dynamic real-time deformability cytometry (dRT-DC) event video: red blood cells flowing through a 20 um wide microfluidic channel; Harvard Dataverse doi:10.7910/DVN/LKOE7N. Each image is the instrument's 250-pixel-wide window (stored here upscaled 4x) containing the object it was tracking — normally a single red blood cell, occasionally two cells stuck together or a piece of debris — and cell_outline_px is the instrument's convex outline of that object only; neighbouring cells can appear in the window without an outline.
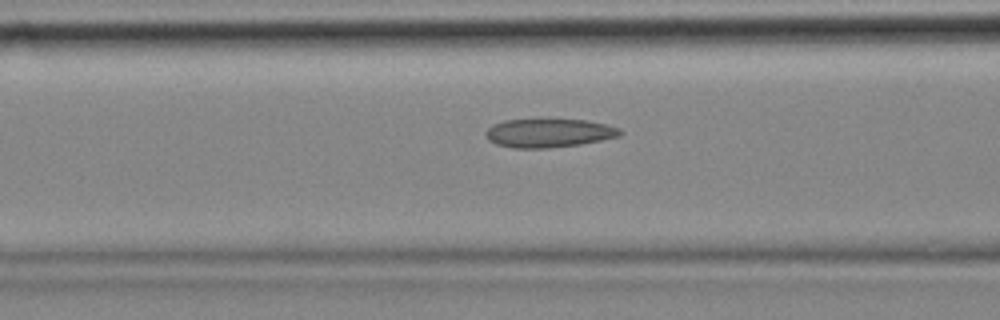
{"species": "common noctule bat (a hibernating species)", "species_latin": "Nyctalus noctula", "temperature_condition": "cold", "stored_images_in_passage": 56, "camera_frame_rate_fps": 3000, "um_per_image_px": 0.085, "animal": {"sex": "female", "body_mass_g": 18.4}, "frame": {"image": 1, "passage_image": 21, "time_ms": 6.667, "image_size_px": [1000, 320], "cell_outline_px": [[624, 132], [620, 136], [580, 144], [548, 148], [512, 148], [496, 144], [488, 140], [484, 132], [492, 124], [504, 120], [588, 120], [620, 128]], "centroid_in_image_um": [46.63, 11.31], "position_along_channel_um": 120.0, "area_um2": 22.37}}
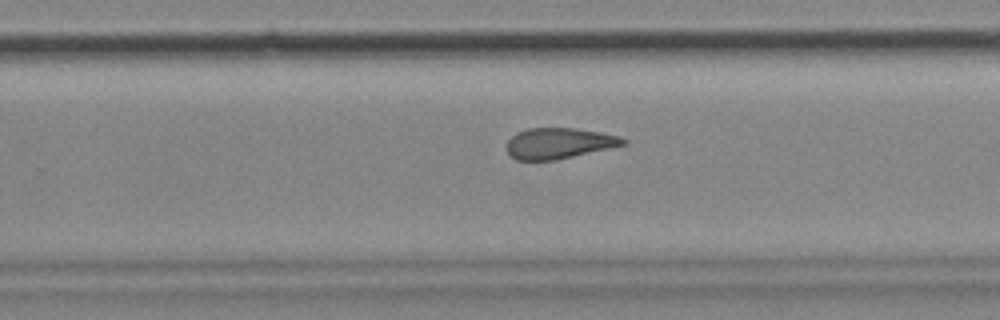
{"frame": {"image": 2, "passage_image": 35, "time_ms": 11.333, "image_size_px": [1000, 320], "cell_outline_px": [[628, 144], [572, 156], [552, 160], [516, 160], [508, 156], [504, 148], [508, 140], [516, 132], [528, 128], [576, 128], [600, 132], [620, 136], [628, 140]], "centroid_in_image_um": [47.46, 12.17], "position_along_channel_um": 282.3, "area_um2": 21.1}}
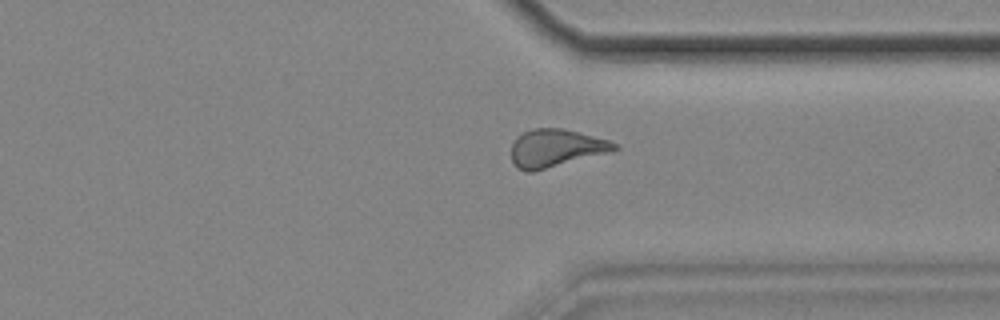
{"frame": {"image": 3, "passage_image": 42, "time_ms": 13.667, "image_size_px": [1000, 320], "cell_outline_px": [[620, 148], [608, 152], [532, 172], [524, 172], [516, 168], [512, 160], [512, 144], [516, 136], [532, 128], [564, 128], [608, 140], [620, 144]], "centroid_in_image_um": [47.22, 12.58], "position_along_channel_um": 364.2, "area_um2": 22.66}, "authors_computed_cell_mechanics": {"area_um2": 22.6287, "velocity_mm_per_s": 3.4944, "shape_relaxation_time_tau1_ms": null, "shape_relaxation_time_tau2_ms": 3.4742, "deformation_change_tau1": null, "deformation_change_tau2": 0.1193}}